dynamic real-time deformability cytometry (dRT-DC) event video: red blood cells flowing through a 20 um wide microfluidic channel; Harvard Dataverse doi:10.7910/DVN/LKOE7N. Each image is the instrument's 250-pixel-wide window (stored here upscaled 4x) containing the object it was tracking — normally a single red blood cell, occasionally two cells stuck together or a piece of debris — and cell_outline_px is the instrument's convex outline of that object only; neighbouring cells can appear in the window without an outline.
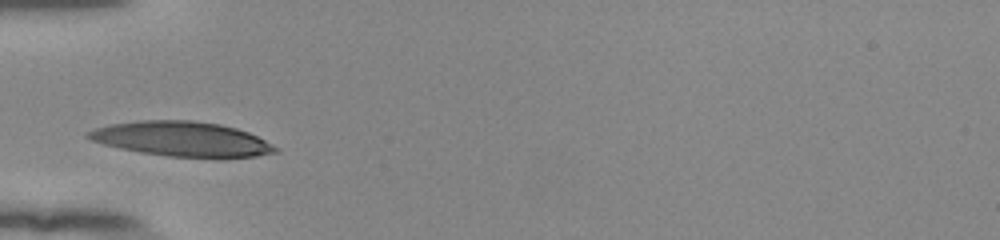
{"species": "human", "species_latin": "Homo sapiens", "temperature_condition": "room temperature", "stored_images_in_passage": 28, "camera_frame_rate_fps": 3000, "um_per_image_px": 0.085, "donor": {"sex": "female"}, "frame": {"image": 1, "passage_image": 1, "time_ms": 0.0, "image_size_px": [1000, 240], "cell_outline_px": [[280, 152], [256, 156], [220, 160], [168, 156], [140, 152], [120, 148], [104, 144], [92, 140], [84, 136], [84, 132], [108, 124], [140, 120], [192, 120], [220, 124], [236, 128], [248, 132], [280, 148]], "centroid_in_image_um": [15.51, 11.84], "position_along_channel_um": 69.5, "area_um2": 38.78}}
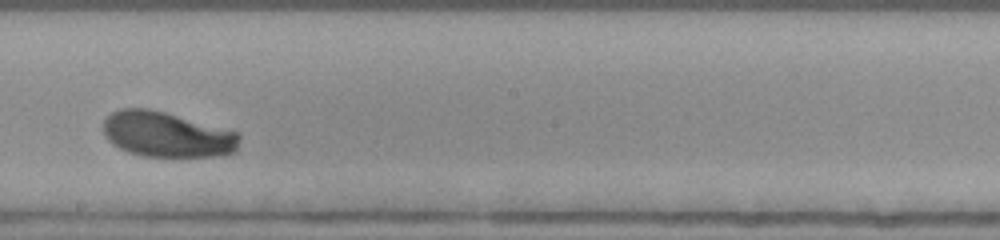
{"frame": {"image": 2, "passage_image": 14, "time_ms": 4.333, "image_size_px": [1000, 240], "cell_outline_px": [[240, 140], [236, 152], [216, 156], [144, 156], [128, 152], [112, 144], [108, 140], [104, 132], [104, 120], [112, 112], [120, 108], [148, 108], [164, 112], [240, 132]], "centroid_in_image_um": [14.21, 11.43], "position_along_channel_um": 234.0, "area_um2": 35.95}}
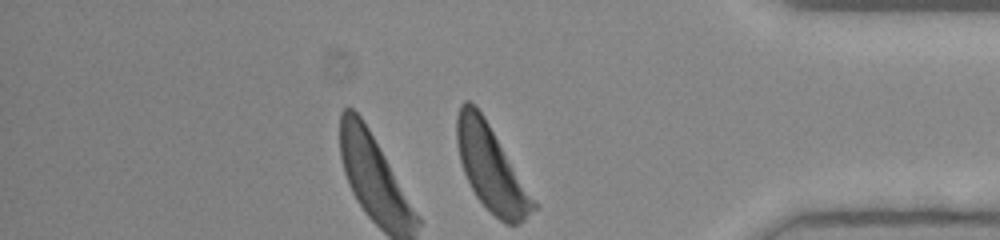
{"frame": {"image": 3, "passage_image": 28, "time_ms": 9.0, "image_size_px": [1000, 240], "cell_outline_px": [[536, 208], [520, 224], [504, 224], [476, 196], [464, 172], [460, 160], [456, 140], [456, 116], [460, 104], [464, 100], [468, 100], [476, 104], [484, 116], [536, 204]], "centroid_in_image_um": [41.69, 14.24], "position_along_channel_um": 393.5, "area_um2": 37.05}, "authors_computed_cell_mechanics": {"area_um2": 36.5585, "velocity_mm_per_s": 3.8355, "shape_relaxation_time_tau1_ms": 2.5077, "shape_relaxation_time_tau2_ms": null, "deformation_change_tau1": 0.1684, "deformation_change_tau2": null}}